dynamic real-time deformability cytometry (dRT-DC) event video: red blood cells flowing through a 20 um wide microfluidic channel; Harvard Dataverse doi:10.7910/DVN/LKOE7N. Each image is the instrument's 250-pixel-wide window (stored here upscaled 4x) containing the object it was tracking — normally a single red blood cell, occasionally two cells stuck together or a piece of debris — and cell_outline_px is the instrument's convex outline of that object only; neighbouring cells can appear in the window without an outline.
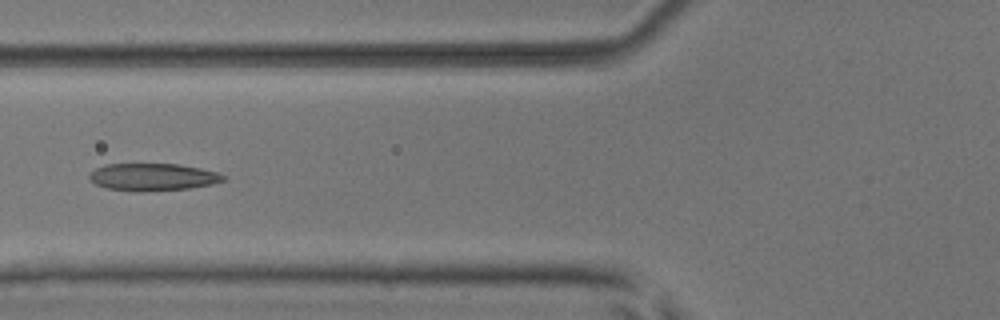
{"species": "common noctule bat (a hibernating species)", "species_latin": "Nyctalus noctula", "temperature_condition": "room temperature", "stored_images_in_passage": 4, "camera_frame_rate_fps": 3000, "um_per_image_px": 0.085, "animal": {"sex": "male", "body_mass_g": 17.9, "forearm_length_mm": 54.2}, "frame": {"image": 1, "passage_image": 3, "time_ms": 0.667, "image_size_px": [1000, 320], "cell_outline_px": [[228, 180], [212, 184], [188, 188], [140, 192], [104, 188], [96, 184], [88, 176], [96, 168], [104, 164], [176, 164], [200, 168], [216, 172], [224, 176]], "centroid_in_image_um": [12.98, 15.05], "position_along_channel_um": 112.8, "area_um2": 21.27}}
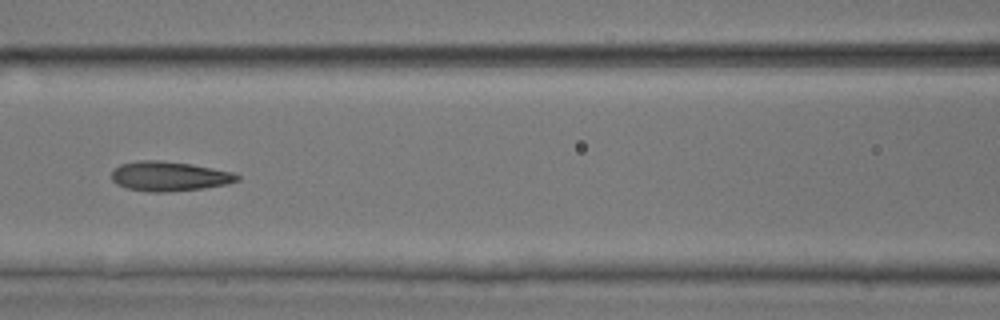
{"frame": {"image": 2, "passage_image": 4, "time_ms": 1.0, "image_size_px": [1000, 320], "cell_outline_px": [[240, 180], [228, 184], [204, 188], [168, 192], [148, 192], [124, 188], [116, 184], [112, 180], [112, 172], [120, 164], [136, 160], [160, 160], [192, 164], [232, 172], [240, 176]], "centroid_in_image_um": [14.37, 14.99], "position_along_channel_um": 152.2, "area_um2": 21.91}}